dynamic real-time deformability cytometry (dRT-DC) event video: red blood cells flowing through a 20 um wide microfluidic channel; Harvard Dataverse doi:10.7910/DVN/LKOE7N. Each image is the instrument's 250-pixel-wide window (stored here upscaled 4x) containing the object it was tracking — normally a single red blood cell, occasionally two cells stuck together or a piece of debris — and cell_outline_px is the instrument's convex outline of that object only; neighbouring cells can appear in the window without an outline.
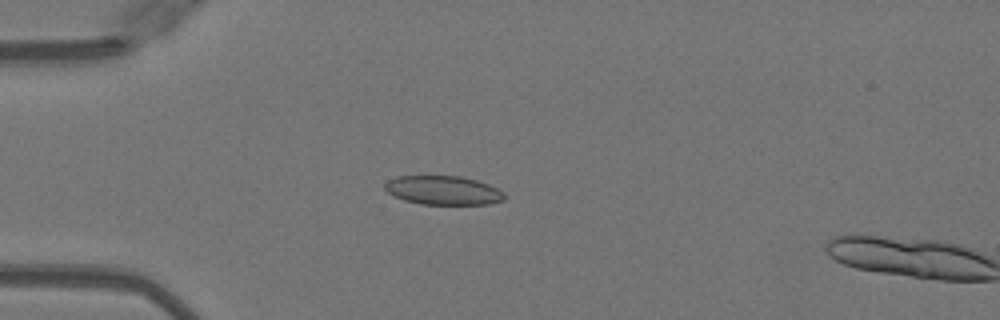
{"species": "Egyptian fruit bat (a non-hibernating species)", "species_latin": "Rousettus aegyptiacus", "temperature_condition": "warm", "stored_images_in_passage": 16, "camera_frame_rate_fps": 3000, "um_per_image_px": 0.085, "animal": {"sex": "female"}, "frame": {"image": 1, "passage_image": 14, "time_ms": 4.333, "image_size_px": [1000, 320], "cell_outline_px": [[504, 200], [488, 204], [420, 204], [404, 200], [388, 192], [384, 188], [384, 184], [388, 180], [396, 176], [460, 176], [476, 180], [488, 184], [504, 192]], "centroid_in_image_um": [37.66, 16.17], "position_along_channel_um": 47.3, "area_um2": 20.06}}